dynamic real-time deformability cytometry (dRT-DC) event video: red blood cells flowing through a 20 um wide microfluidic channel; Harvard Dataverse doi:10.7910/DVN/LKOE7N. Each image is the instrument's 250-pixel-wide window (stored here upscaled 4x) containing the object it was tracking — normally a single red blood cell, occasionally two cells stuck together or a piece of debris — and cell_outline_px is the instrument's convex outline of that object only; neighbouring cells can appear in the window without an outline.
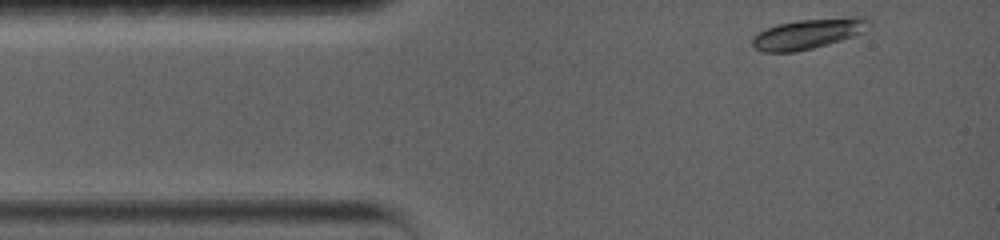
{"species": "common noctule bat (a hibernating species)", "species_latin": "Nyctalus noctula", "temperature_condition": "warm", "stored_images_in_passage": 63, "camera_frame_rate_fps": 5000, "um_per_image_px": 0.085, "animal": {"sex": "female", "body_mass_g": 19.0, "forearm_length_mm": 56.7}, "frame": {"image": 1, "passage_image": 1, "time_ms": 0.0, "image_size_px": [1000, 240], "cell_outline_px": [[868, 20], [860, 32], [852, 36], [828, 44], [796, 52], [764, 52], [756, 48], [752, 44], [752, 36], [764, 28], [776, 24], [800, 20], [852, 16], [864, 16]], "centroid_in_image_um": [68.59, 2.87], "position_along_channel_um": 16.4, "area_um2": 20.23}}
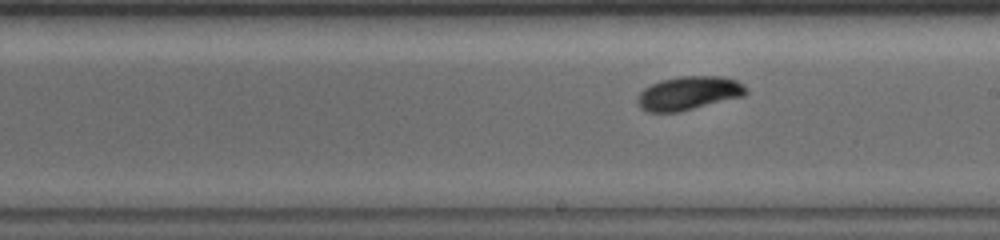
{"frame": {"image": 2, "passage_image": 36, "time_ms": 7.0, "image_size_px": [1000, 240], "cell_outline_px": [[748, 92], [744, 96], [680, 112], [648, 112], [640, 108], [636, 104], [636, 96], [644, 88], [660, 80], [680, 76], [724, 76], [736, 80], [744, 84], [748, 88]], "centroid_in_image_um": [58.54, 7.92], "position_along_channel_um": 230.5, "area_um2": 21.68}}
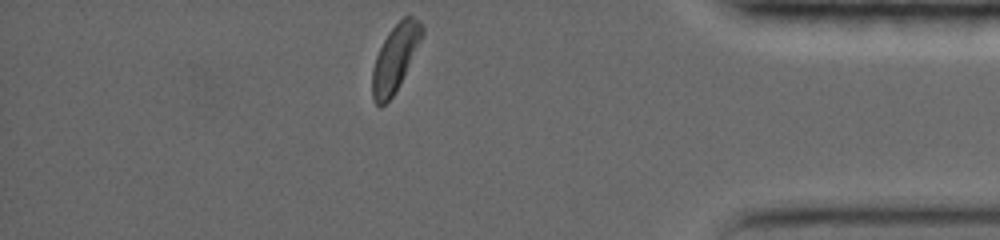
{"frame": {"image": 3, "passage_image": 63, "time_ms": 12.4, "image_size_px": [1000, 240], "cell_outline_px": [[424, 36], [392, 96], [380, 108], [372, 100], [372, 68], [376, 56], [388, 32], [404, 16], [412, 16], [420, 20], [424, 24]], "centroid_in_image_um": [33.6, 4.9], "position_along_channel_um": 401.6, "area_um2": 19.13}, "authors_computed_cell_mechanics": {"area_um2": 19.941, "velocity_mm_per_s": 3.7294, "shape_relaxation_time_tau1_ms": 2.8907, "shape_relaxation_time_tau2_ms": null, "deformation_change_tau1": 0.1537, "deformation_change_tau2": null}}